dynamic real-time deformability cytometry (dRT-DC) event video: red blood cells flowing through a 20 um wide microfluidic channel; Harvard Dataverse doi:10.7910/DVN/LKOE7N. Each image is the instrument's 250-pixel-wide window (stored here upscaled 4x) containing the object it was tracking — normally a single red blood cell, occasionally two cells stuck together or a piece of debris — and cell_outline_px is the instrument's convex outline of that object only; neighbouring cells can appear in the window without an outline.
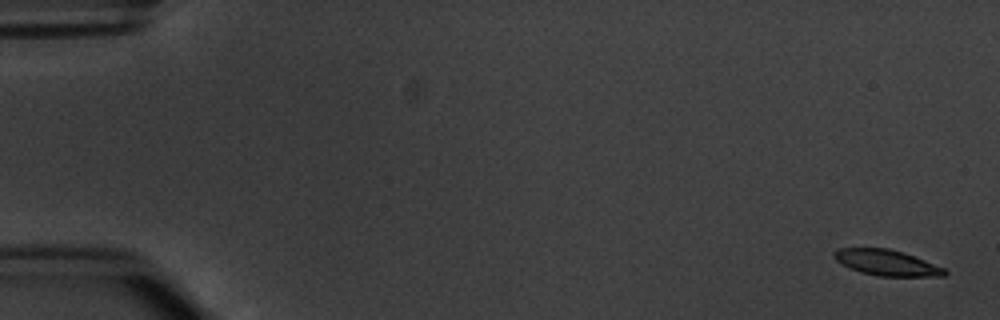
{"species": "common noctule bat (a hibernating species)", "species_latin": "Nyctalus noctula", "temperature_condition": "warm", "stored_images_in_passage": 6, "camera_frame_rate_fps": 3000, "um_per_image_px": 0.085, "animal": {"sex": "male", "body_mass_g": 20.1, "forearm_length_mm": 53.5}, "frame": {"image": 1, "passage_image": 1, "time_ms": 0.0, "image_size_px": [1000, 320], "cell_outline_px": [[948, 272], [944, 276], [876, 276], [860, 272], [848, 268], [840, 264], [832, 256], [832, 252], [836, 248], [888, 248], [904, 252], [944, 268]], "centroid_in_image_um": [75.3, 22.32], "position_along_channel_um": 9.7, "area_um2": 16.76}}
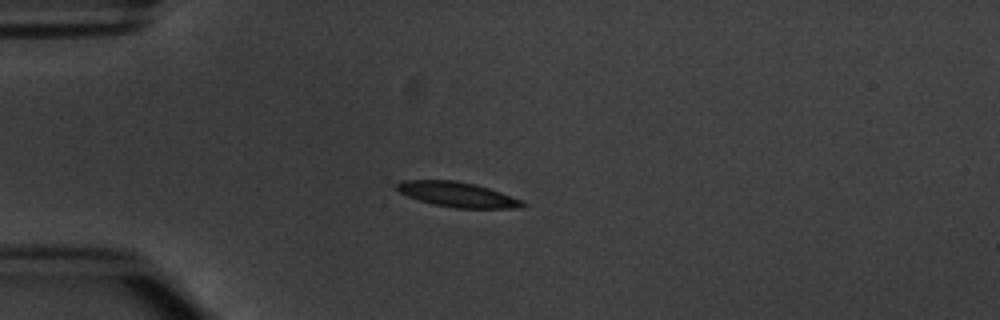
{"frame": {"image": 2, "passage_image": 4, "time_ms": 4.333, "image_size_px": [1000, 320], "cell_outline_px": [[528, 204], [520, 208], [456, 208], [436, 204], [420, 200], [408, 196], [400, 192], [396, 188], [396, 184], [400, 180], [456, 180], [476, 184], [524, 200]], "centroid_in_image_um": [38.92, 16.52], "position_along_channel_um": 46.1, "area_um2": 18.26}}